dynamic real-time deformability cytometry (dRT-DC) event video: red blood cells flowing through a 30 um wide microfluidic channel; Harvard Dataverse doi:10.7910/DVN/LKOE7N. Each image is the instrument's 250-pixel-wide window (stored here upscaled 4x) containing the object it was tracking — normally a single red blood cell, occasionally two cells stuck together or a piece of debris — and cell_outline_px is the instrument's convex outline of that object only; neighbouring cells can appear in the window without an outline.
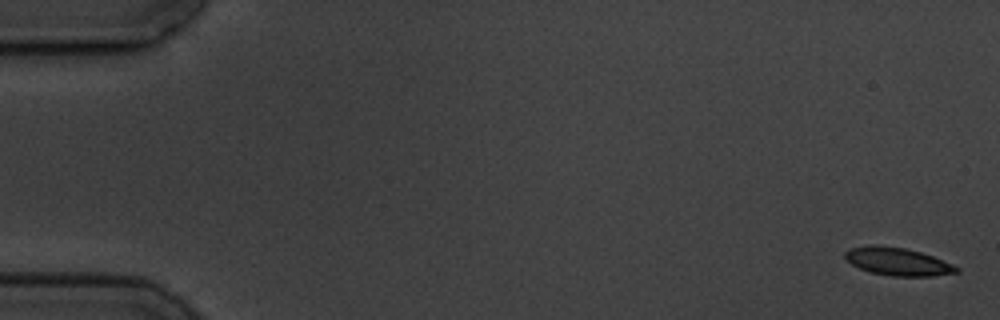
{"species": "common noctule bat (a hibernating species)", "species_latin": "Nyctalus noctula", "temperature_condition": "cold", "stored_images_in_passage": 15, "camera_frame_rate_fps": 3000, "um_per_image_px": 0.085, "animal": {"sex": "male", "body_mass_g": 19.5, "forearm_length_mm": 54.6}, "frame": {"image": 1, "passage_image": 1, "time_ms": 0.0, "image_size_px": [1000, 320], "cell_outline_px": [[960, 272], [932, 276], [892, 276], [872, 272], [860, 268], [852, 264], [844, 256], [844, 252], [848, 248], [868, 244], [876, 244], [904, 248], [920, 252], [932, 256], [952, 264], [960, 268]], "centroid_in_image_um": [76.28, 22.22], "position_along_channel_um": 8.7, "area_um2": 18.09}}
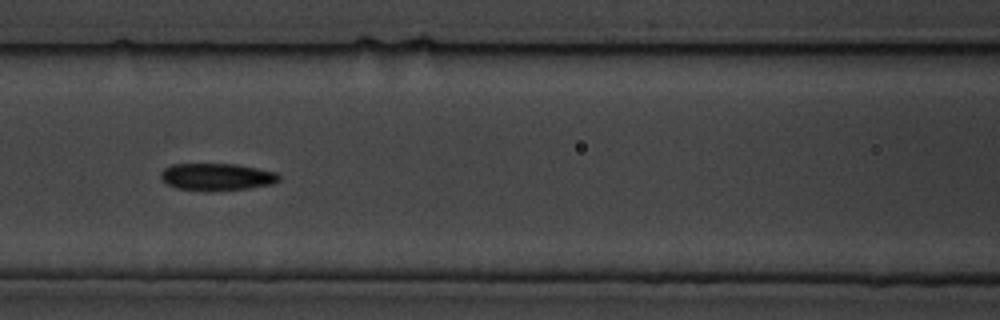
{"frame": {"image": 2, "passage_image": 7, "time_ms": 8.0, "image_size_px": [1000, 320], "cell_outline_px": [[280, 180], [272, 184], [248, 188], [176, 188], [168, 184], [160, 176], [160, 172], [164, 168], [172, 164], [236, 164], [276, 172], [280, 176]], "centroid_in_image_um": [18.45, 14.98], "position_along_channel_um": 148.2, "area_um2": 17.8}}
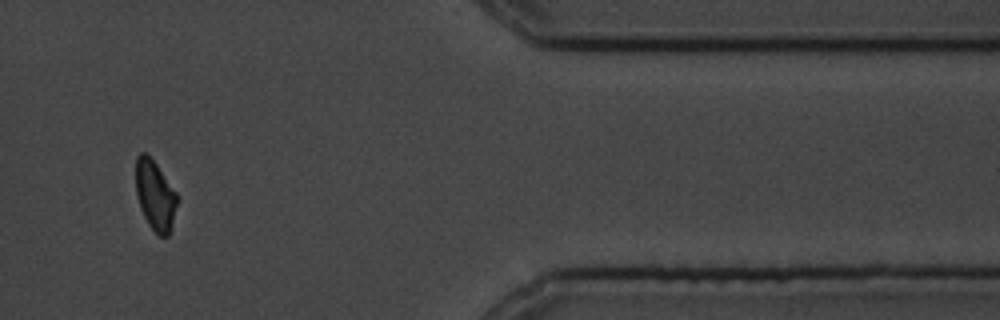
{"frame": {"image": 3, "passage_image": 13, "time_ms": 16.0, "image_size_px": [1000, 320], "cell_outline_px": [[176, 204], [172, 224], [168, 236], [160, 236], [148, 224], [140, 208], [136, 196], [136, 156], [140, 152], [144, 152], [156, 164], [176, 192]], "centroid_in_image_um": [13.15, 16.59], "position_along_channel_um": 398.2, "area_um2": 16.47}, "authors_computed_cell_mechanics": {"area_um2": 18.2648, "velocity_mm_per_s": 3.5185, "shape_relaxation_time_tau1_ms": 3.1562, "shape_relaxation_time_tau2_ms": 3.8339, "deformation_change_tau1": 0.0949, "deformation_change_tau2": 0.0893}}